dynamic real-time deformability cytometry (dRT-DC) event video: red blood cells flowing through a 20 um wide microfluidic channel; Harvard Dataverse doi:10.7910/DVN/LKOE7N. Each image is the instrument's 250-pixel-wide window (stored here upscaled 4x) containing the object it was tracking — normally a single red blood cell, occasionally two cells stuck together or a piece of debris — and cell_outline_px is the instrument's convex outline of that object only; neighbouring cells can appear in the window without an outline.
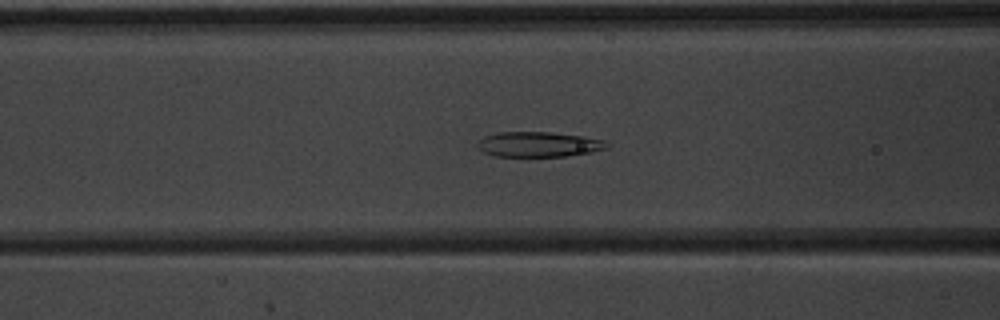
{"species": "common noctule bat (a hibernating species)", "species_latin": "Nyctalus noctula", "temperature_condition": "warm", "stored_images_in_passage": 54, "camera_frame_rate_fps": 3000, "um_per_image_px": 0.085, "animal": {"sex": "male", "body_mass_g": 20.1, "forearm_length_mm": 53.5}, "frame": {"image": 1, "passage_image": 22, "time_ms": 7.0, "image_size_px": [1000, 320], "cell_outline_px": [[612, 144], [608, 148], [592, 152], [564, 156], [496, 156], [484, 152], [476, 148], [476, 144], [484, 136], [496, 132], [552, 132], [584, 136], [604, 140]], "centroid_in_image_um": [45.81, 12.26], "position_along_channel_um": 120.8, "area_um2": 19.13}}
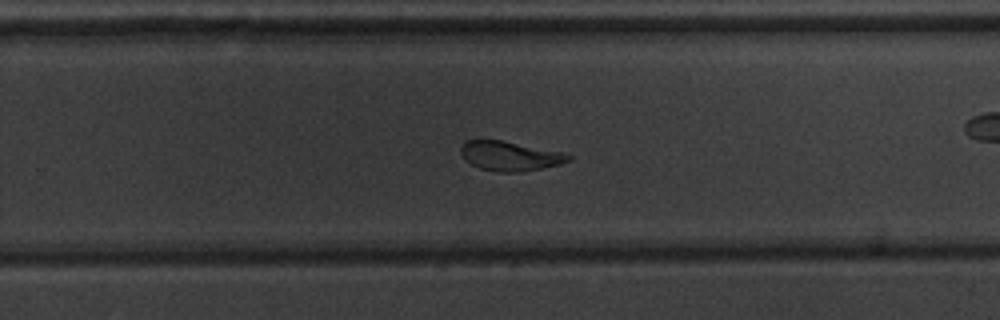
{"frame": {"image": 2, "passage_image": 35, "time_ms": 11.333, "image_size_px": [1000, 320], "cell_outline_px": [[572, 160], [560, 164], [540, 168], [516, 172], [496, 172], [480, 168], [464, 160], [460, 152], [460, 148], [468, 140], [500, 140], [560, 152], [572, 156]], "centroid_in_image_um": [43.31, 13.27], "position_along_channel_um": 286.5, "area_um2": 18.15}}
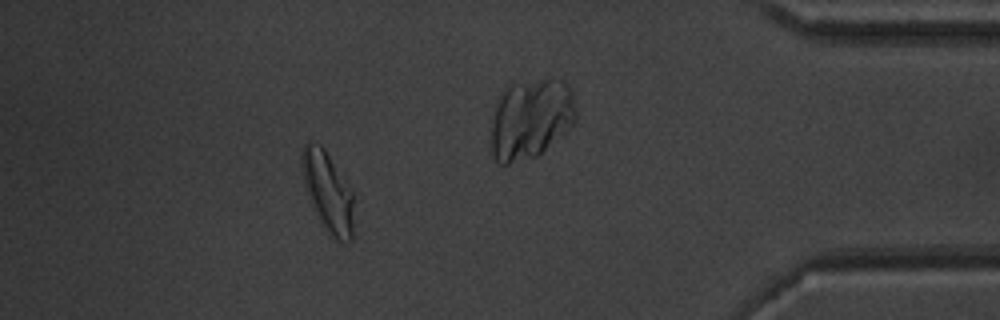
{"frame": {"image": 3, "passage_image": 48, "time_ms": 15.667, "image_size_px": [1000, 320], "cell_outline_px": [[352, 240], [336, 240], [328, 236], [312, 208], [304, 184], [300, 160], [300, 156], [304, 144], [308, 140], [320, 144], [324, 148], [352, 188]], "centroid_in_image_um": [27.83, 16.27], "position_along_channel_um": 407.4, "area_um2": 24.51}, "authors_computed_cell_mechanics": {"area_um2": 21.7617, "velocity_mm_per_s": 3.8229, "shape_relaxation_time_tau1_ms": 6.0133, "shape_relaxation_time_tau2_ms": 1.432, "deformation_change_tau1": 0.1747, "deformation_change_tau2": 0.0916}}